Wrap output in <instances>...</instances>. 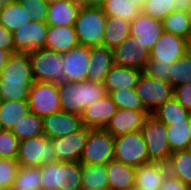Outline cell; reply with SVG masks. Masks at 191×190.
<instances>
[{
	"mask_svg": "<svg viewBox=\"0 0 191 190\" xmlns=\"http://www.w3.org/2000/svg\"><path fill=\"white\" fill-rule=\"evenodd\" d=\"M34 82L29 52L9 54L0 74V100H28Z\"/></svg>",
	"mask_w": 191,
	"mask_h": 190,
	"instance_id": "6da1fadb",
	"label": "cell"
},
{
	"mask_svg": "<svg viewBox=\"0 0 191 190\" xmlns=\"http://www.w3.org/2000/svg\"><path fill=\"white\" fill-rule=\"evenodd\" d=\"M61 111L81 116L84 108L108 93L103 83L62 81L59 83Z\"/></svg>",
	"mask_w": 191,
	"mask_h": 190,
	"instance_id": "7a4b0ae2",
	"label": "cell"
},
{
	"mask_svg": "<svg viewBox=\"0 0 191 190\" xmlns=\"http://www.w3.org/2000/svg\"><path fill=\"white\" fill-rule=\"evenodd\" d=\"M42 190H81V162L56 161L40 166Z\"/></svg>",
	"mask_w": 191,
	"mask_h": 190,
	"instance_id": "3957f363",
	"label": "cell"
},
{
	"mask_svg": "<svg viewBox=\"0 0 191 190\" xmlns=\"http://www.w3.org/2000/svg\"><path fill=\"white\" fill-rule=\"evenodd\" d=\"M106 19L102 7L81 6L74 25L79 45L103 46Z\"/></svg>",
	"mask_w": 191,
	"mask_h": 190,
	"instance_id": "277c9868",
	"label": "cell"
},
{
	"mask_svg": "<svg viewBox=\"0 0 191 190\" xmlns=\"http://www.w3.org/2000/svg\"><path fill=\"white\" fill-rule=\"evenodd\" d=\"M32 76L35 82L59 84L63 81L62 54L46 48L29 52Z\"/></svg>",
	"mask_w": 191,
	"mask_h": 190,
	"instance_id": "5b68a950",
	"label": "cell"
},
{
	"mask_svg": "<svg viewBox=\"0 0 191 190\" xmlns=\"http://www.w3.org/2000/svg\"><path fill=\"white\" fill-rule=\"evenodd\" d=\"M113 159L133 167L151 162L141 130L114 137Z\"/></svg>",
	"mask_w": 191,
	"mask_h": 190,
	"instance_id": "8992f818",
	"label": "cell"
},
{
	"mask_svg": "<svg viewBox=\"0 0 191 190\" xmlns=\"http://www.w3.org/2000/svg\"><path fill=\"white\" fill-rule=\"evenodd\" d=\"M16 160L20 166L27 167H40L50 162H56L52 139L43 134L19 141Z\"/></svg>",
	"mask_w": 191,
	"mask_h": 190,
	"instance_id": "52a82bcc",
	"label": "cell"
},
{
	"mask_svg": "<svg viewBox=\"0 0 191 190\" xmlns=\"http://www.w3.org/2000/svg\"><path fill=\"white\" fill-rule=\"evenodd\" d=\"M167 126L149 114L141 128L151 162L167 163L171 149L167 140Z\"/></svg>",
	"mask_w": 191,
	"mask_h": 190,
	"instance_id": "ba28073f",
	"label": "cell"
},
{
	"mask_svg": "<svg viewBox=\"0 0 191 190\" xmlns=\"http://www.w3.org/2000/svg\"><path fill=\"white\" fill-rule=\"evenodd\" d=\"M113 156L114 137L104 129H91L80 162L92 165H106L113 160Z\"/></svg>",
	"mask_w": 191,
	"mask_h": 190,
	"instance_id": "9c48e42d",
	"label": "cell"
},
{
	"mask_svg": "<svg viewBox=\"0 0 191 190\" xmlns=\"http://www.w3.org/2000/svg\"><path fill=\"white\" fill-rule=\"evenodd\" d=\"M59 84L34 82L31 86L28 105L30 112L44 118L61 111Z\"/></svg>",
	"mask_w": 191,
	"mask_h": 190,
	"instance_id": "30bf717a",
	"label": "cell"
},
{
	"mask_svg": "<svg viewBox=\"0 0 191 190\" xmlns=\"http://www.w3.org/2000/svg\"><path fill=\"white\" fill-rule=\"evenodd\" d=\"M135 90L144 108L151 114L158 106L174 97V88L169 82L152 79L144 73L139 78Z\"/></svg>",
	"mask_w": 191,
	"mask_h": 190,
	"instance_id": "8fae6325",
	"label": "cell"
},
{
	"mask_svg": "<svg viewBox=\"0 0 191 190\" xmlns=\"http://www.w3.org/2000/svg\"><path fill=\"white\" fill-rule=\"evenodd\" d=\"M190 50V41L182 36L164 31L150 51V59L162 64L177 62Z\"/></svg>",
	"mask_w": 191,
	"mask_h": 190,
	"instance_id": "7c38bea8",
	"label": "cell"
},
{
	"mask_svg": "<svg viewBox=\"0 0 191 190\" xmlns=\"http://www.w3.org/2000/svg\"><path fill=\"white\" fill-rule=\"evenodd\" d=\"M48 26L46 22L30 21L13 32L14 53L45 48Z\"/></svg>",
	"mask_w": 191,
	"mask_h": 190,
	"instance_id": "4fadbf2b",
	"label": "cell"
},
{
	"mask_svg": "<svg viewBox=\"0 0 191 190\" xmlns=\"http://www.w3.org/2000/svg\"><path fill=\"white\" fill-rule=\"evenodd\" d=\"M64 61L63 81L83 82L87 80L90 67V47L78 45L62 54Z\"/></svg>",
	"mask_w": 191,
	"mask_h": 190,
	"instance_id": "5bb4252c",
	"label": "cell"
},
{
	"mask_svg": "<svg viewBox=\"0 0 191 190\" xmlns=\"http://www.w3.org/2000/svg\"><path fill=\"white\" fill-rule=\"evenodd\" d=\"M114 64L143 70L150 59V51L130 35L113 49Z\"/></svg>",
	"mask_w": 191,
	"mask_h": 190,
	"instance_id": "9a60e30c",
	"label": "cell"
},
{
	"mask_svg": "<svg viewBox=\"0 0 191 190\" xmlns=\"http://www.w3.org/2000/svg\"><path fill=\"white\" fill-rule=\"evenodd\" d=\"M150 113L147 110H129L117 108L104 130L113 137L141 130Z\"/></svg>",
	"mask_w": 191,
	"mask_h": 190,
	"instance_id": "2e32d148",
	"label": "cell"
},
{
	"mask_svg": "<svg viewBox=\"0 0 191 190\" xmlns=\"http://www.w3.org/2000/svg\"><path fill=\"white\" fill-rule=\"evenodd\" d=\"M90 130V128L83 126L80 130L72 132L70 135L52 139V146L57 161H80Z\"/></svg>",
	"mask_w": 191,
	"mask_h": 190,
	"instance_id": "e0dca14e",
	"label": "cell"
},
{
	"mask_svg": "<svg viewBox=\"0 0 191 190\" xmlns=\"http://www.w3.org/2000/svg\"><path fill=\"white\" fill-rule=\"evenodd\" d=\"M82 127L81 116L64 111L43 118V132L50 139L65 137Z\"/></svg>",
	"mask_w": 191,
	"mask_h": 190,
	"instance_id": "ac0fdd59",
	"label": "cell"
},
{
	"mask_svg": "<svg viewBox=\"0 0 191 190\" xmlns=\"http://www.w3.org/2000/svg\"><path fill=\"white\" fill-rule=\"evenodd\" d=\"M164 33L162 21L151 18L141 12L132 22L130 35L149 51Z\"/></svg>",
	"mask_w": 191,
	"mask_h": 190,
	"instance_id": "d6986e66",
	"label": "cell"
},
{
	"mask_svg": "<svg viewBox=\"0 0 191 190\" xmlns=\"http://www.w3.org/2000/svg\"><path fill=\"white\" fill-rule=\"evenodd\" d=\"M116 110V104L107 94L84 108L81 114L82 124L90 129H104Z\"/></svg>",
	"mask_w": 191,
	"mask_h": 190,
	"instance_id": "ffe728a7",
	"label": "cell"
},
{
	"mask_svg": "<svg viewBox=\"0 0 191 190\" xmlns=\"http://www.w3.org/2000/svg\"><path fill=\"white\" fill-rule=\"evenodd\" d=\"M168 166L164 162H149L135 167V186L146 190H160Z\"/></svg>",
	"mask_w": 191,
	"mask_h": 190,
	"instance_id": "44dd1931",
	"label": "cell"
},
{
	"mask_svg": "<svg viewBox=\"0 0 191 190\" xmlns=\"http://www.w3.org/2000/svg\"><path fill=\"white\" fill-rule=\"evenodd\" d=\"M90 62L87 80L104 83L107 74L115 65L113 50L104 46L90 47Z\"/></svg>",
	"mask_w": 191,
	"mask_h": 190,
	"instance_id": "7402d4cb",
	"label": "cell"
},
{
	"mask_svg": "<svg viewBox=\"0 0 191 190\" xmlns=\"http://www.w3.org/2000/svg\"><path fill=\"white\" fill-rule=\"evenodd\" d=\"M78 45L74 26H48L46 49L63 54Z\"/></svg>",
	"mask_w": 191,
	"mask_h": 190,
	"instance_id": "603a6c76",
	"label": "cell"
},
{
	"mask_svg": "<svg viewBox=\"0 0 191 190\" xmlns=\"http://www.w3.org/2000/svg\"><path fill=\"white\" fill-rule=\"evenodd\" d=\"M81 6L78 0H58L48 5L46 23L53 26H74Z\"/></svg>",
	"mask_w": 191,
	"mask_h": 190,
	"instance_id": "cb8c5ba5",
	"label": "cell"
},
{
	"mask_svg": "<svg viewBox=\"0 0 191 190\" xmlns=\"http://www.w3.org/2000/svg\"><path fill=\"white\" fill-rule=\"evenodd\" d=\"M143 70L133 67L114 65L104 80L107 93L117 90L135 88Z\"/></svg>",
	"mask_w": 191,
	"mask_h": 190,
	"instance_id": "d4e9b609",
	"label": "cell"
},
{
	"mask_svg": "<svg viewBox=\"0 0 191 190\" xmlns=\"http://www.w3.org/2000/svg\"><path fill=\"white\" fill-rule=\"evenodd\" d=\"M109 190H124L135 186V167L111 160L106 164Z\"/></svg>",
	"mask_w": 191,
	"mask_h": 190,
	"instance_id": "484cf974",
	"label": "cell"
},
{
	"mask_svg": "<svg viewBox=\"0 0 191 190\" xmlns=\"http://www.w3.org/2000/svg\"><path fill=\"white\" fill-rule=\"evenodd\" d=\"M131 23L120 17H107L103 46L114 49L121 45L129 36Z\"/></svg>",
	"mask_w": 191,
	"mask_h": 190,
	"instance_id": "4316f807",
	"label": "cell"
},
{
	"mask_svg": "<svg viewBox=\"0 0 191 190\" xmlns=\"http://www.w3.org/2000/svg\"><path fill=\"white\" fill-rule=\"evenodd\" d=\"M29 111L28 100H0V129L11 130Z\"/></svg>",
	"mask_w": 191,
	"mask_h": 190,
	"instance_id": "83f0119b",
	"label": "cell"
},
{
	"mask_svg": "<svg viewBox=\"0 0 191 190\" xmlns=\"http://www.w3.org/2000/svg\"><path fill=\"white\" fill-rule=\"evenodd\" d=\"M31 21V15L17 0L8 1L0 12V25L12 33Z\"/></svg>",
	"mask_w": 191,
	"mask_h": 190,
	"instance_id": "f1b7e54d",
	"label": "cell"
},
{
	"mask_svg": "<svg viewBox=\"0 0 191 190\" xmlns=\"http://www.w3.org/2000/svg\"><path fill=\"white\" fill-rule=\"evenodd\" d=\"M81 190H109L106 165L81 163Z\"/></svg>",
	"mask_w": 191,
	"mask_h": 190,
	"instance_id": "f546056e",
	"label": "cell"
},
{
	"mask_svg": "<svg viewBox=\"0 0 191 190\" xmlns=\"http://www.w3.org/2000/svg\"><path fill=\"white\" fill-rule=\"evenodd\" d=\"M166 164L170 175L191 188V152L188 149L172 152Z\"/></svg>",
	"mask_w": 191,
	"mask_h": 190,
	"instance_id": "4dcf8cb0",
	"label": "cell"
},
{
	"mask_svg": "<svg viewBox=\"0 0 191 190\" xmlns=\"http://www.w3.org/2000/svg\"><path fill=\"white\" fill-rule=\"evenodd\" d=\"M191 112L184 108L175 97L158 106L151 115L166 125L183 122L190 118Z\"/></svg>",
	"mask_w": 191,
	"mask_h": 190,
	"instance_id": "1f68e13d",
	"label": "cell"
},
{
	"mask_svg": "<svg viewBox=\"0 0 191 190\" xmlns=\"http://www.w3.org/2000/svg\"><path fill=\"white\" fill-rule=\"evenodd\" d=\"M167 140L171 152L187 150L191 144V123L190 118L183 122L166 125Z\"/></svg>",
	"mask_w": 191,
	"mask_h": 190,
	"instance_id": "d6a6232c",
	"label": "cell"
},
{
	"mask_svg": "<svg viewBox=\"0 0 191 190\" xmlns=\"http://www.w3.org/2000/svg\"><path fill=\"white\" fill-rule=\"evenodd\" d=\"M11 132L19 139V141L43 135V118L29 111L12 127Z\"/></svg>",
	"mask_w": 191,
	"mask_h": 190,
	"instance_id": "836d02e7",
	"label": "cell"
},
{
	"mask_svg": "<svg viewBox=\"0 0 191 190\" xmlns=\"http://www.w3.org/2000/svg\"><path fill=\"white\" fill-rule=\"evenodd\" d=\"M102 9L107 17H120L130 23L141 13V9L129 0H107Z\"/></svg>",
	"mask_w": 191,
	"mask_h": 190,
	"instance_id": "e575fe53",
	"label": "cell"
},
{
	"mask_svg": "<svg viewBox=\"0 0 191 190\" xmlns=\"http://www.w3.org/2000/svg\"><path fill=\"white\" fill-rule=\"evenodd\" d=\"M164 31L179 35L191 42V30L188 13L174 11L162 21Z\"/></svg>",
	"mask_w": 191,
	"mask_h": 190,
	"instance_id": "d590c367",
	"label": "cell"
},
{
	"mask_svg": "<svg viewBox=\"0 0 191 190\" xmlns=\"http://www.w3.org/2000/svg\"><path fill=\"white\" fill-rule=\"evenodd\" d=\"M191 82V49L170 68L169 83L173 88Z\"/></svg>",
	"mask_w": 191,
	"mask_h": 190,
	"instance_id": "8d00e7d4",
	"label": "cell"
},
{
	"mask_svg": "<svg viewBox=\"0 0 191 190\" xmlns=\"http://www.w3.org/2000/svg\"><path fill=\"white\" fill-rule=\"evenodd\" d=\"M40 167L20 166L14 181V189L42 190Z\"/></svg>",
	"mask_w": 191,
	"mask_h": 190,
	"instance_id": "74e56055",
	"label": "cell"
},
{
	"mask_svg": "<svg viewBox=\"0 0 191 190\" xmlns=\"http://www.w3.org/2000/svg\"><path fill=\"white\" fill-rule=\"evenodd\" d=\"M117 108L129 110H146L135 88L117 90L108 93Z\"/></svg>",
	"mask_w": 191,
	"mask_h": 190,
	"instance_id": "f35d334b",
	"label": "cell"
},
{
	"mask_svg": "<svg viewBox=\"0 0 191 190\" xmlns=\"http://www.w3.org/2000/svg\"><path fill=\"white\" fill-rule=\"evenodd\" d=\"M174 11H176V0H146L141 9L145 15L159 21H163Z\"/></svg>",
	"mask_w": 191,
	"mask_h": 190,
	"instance_id": "ab89813d",
	"label": "cell"
},
{
	"mask_svg": "<svg viewBox=\"0 0 191 190\" xmlns=\"http://www.w3.org/2000/svg\"><path fill=\"white\" fill-rule=\"evenodd\" d=\"M19 168L16 159L0 158V190L13 188Z\"/></svg>",
	"mask_w": 191,
	"mask_h": 190,
	"instance_id": "60d3db41",
	"label": "cell"
},
{
	"mask_svg": "<svg viewBox=\"0 0 191 190\" xmlns=\"http://www.w3.org/2000/svg\"><path fill=\"white\" fill-rule=\"evenodd\" d=\"M19 139L11 130L0 129V158L16 159Z\"/></svg>",
	"mask_w": 191,
	"mask_h": 190,
	"instance_id": "b9f144b4",
	"label": "cell"
},
{
	"mask_svg": "<svg viewBox=\"0 0 191 190\" xmlns=\"http://www.w3.org/2000/svg\"><path fill=\"white\" fill-rule=\"evenodd\" d=\"M21 7L31 15V21L46 22L48 4L43 0H17Z\"/></svg>",
	"mask_w": 191,
	"mask_h": 190,
	"instance_id": "7bdbcfd3",
	"label": "cell"
},
{
	"mask_svg": "<svg viewBox=\"0 0 191 190\" xmlns=\"http://www.w3.org/2000/svg\"><path fill=\"white\" fill-rule=\"evenodd\" d=\"M171 67H172L171 63L162 64L159 61H154L149 59L148 63L145 64L143 73L152 79H159L169 82Z\"/></svg>",
	"mask_w": 191,
	"mask_h": 190,
	"instance_id": "ee69618b",
	"label": "cell"
},
{
	"mask_svg": "<svg viewBox=\"0 0 191 190\" xmlns=\"http://www.w3.org/2000/svg\"><path fill=\"white\" fill-rule=\"evenodd\" d=\"M174 97L184 108L191 112V82L175 87Z\"/></svg>",
	"mask_w": 191,
	"mask_h": 190,
	"instance_id": "f6af8a7d",
	"label": "cell"
},
{
	"mask_svg": "<svg viewBox=\"0 0 191 190\" xmlns=\"http://www.w3.org/2000/svg\"><path fill=\"white\" fill-rule=\"evenodd\" d=\"M0 49L7 51L9 54L14 53L13 33L0 25Z\"/></svg>",
	"mask_w": 191,
	"mask_h": 190,
	"instance_id": "bcb514c9",
	"label": "cell"
},
{
	"mask_svg": "<svg viewBox=\"0 0 191 190\" xmlns=\"http://www.w3.org/2000/svg\"><path fill=\"white\" fill-rule=\"evenodd\" d=\"M160 190H190V188L182 181L168 173Z\"/></svg>",
	"mask_w": 191,
	"mask_h": 190,
	"instance_id": "7dc6e473",
	"label": "cell"
},
{
	"mask_svg": "<svg viewBox=\"0 0 191 190\" xmlns=\"http://www.w3.org/2000/svg\"><path fill=\"white\" fill-rule=\"evenodd\" d=\"M191 9V0H176V11L188 13Z\"/></svg>",
	"mask_w": 191,
	"mask_h": 190,
	"instance_id": "c3c4849f",
	"label": "cell"
},
{
	"mask_svg": "<svg viewBox=\"0 0 191 190\" xmlns=\"http://www.w3.org/2000/svg\"><path fill=\"white\" fill-rule=\"evenodd\" d=\"M82 6L102 7L107 0H78Z\"/></svg>",
	"mask_w": 191,
	"mask_h": 190,
	"instance_id": "681fc988",
	"label": "cell"
},
{
	"mask_svg": "<svg viewBox=\"0 0 191 190\" xmlns=\"http://www.w3.org/2000/svg\"><path fill=\"white\" fill-rule=\"evenodd\" d=\"M9 56V53L3 49H0V74L3 71V68L6 64V60Z\"/></svg>",
	"mask_w": 191,
	"mask_h": 190,
	"instance_id": "f907efd6",
	"label": "cell"
},
{
	"mask_svg": "<svg viewBox=\"0 0 191 190\" xmlns=\"http://www.w3.org/2000/svg\"><path fill=\"white\" fill-rule=\"evenodd\" d=\"M131 3H134L136 6H138L140 9L144 6V3L146 0H129Z\"/></svg>",
	"mask_w": 191,
	"mask_h": 190,
	"instance_id": "816d5d0a",
	"label": "cell"
},
{
	"mask_svg": "<svg viewBox=\"0 0 191 190\" xmlns=\"http://www.w3.org/2000/svg\"><path fill=\"white\" fill-rule=\"evenodd\" d=\"M10 0H0V12L3 10L5 4Z\"/></svg>",
	"mask_w": 191,
	"mask_h": 190,
	"instance_id": "f5cc1de1",
	"label": "cell"
},
{
	"mask_svg": "<svg viewBox=\"0 0 191 190\" xmlns=\"http://www.w3.org/2000/svg\"><path fill=\"white\" fill-rule=\"evenodd\" d=\"M124 190H146V189L140 188V187H137V186H133L132 188L124 189Z\"/></svg>",
	"mask_w": 191,
	"mask_h": 190,
	"instance_id": "db71d44e",
	"label": "cell"
},
{
	"mask_svg": "<svg viewBox=\"0 0 191 190\" xmlns=\"http://www.w3.org/2000/svg\"><path fill=\"white\" fill-rule=\"evenodd\" d=\"M43 1L46 2L48 5H50V4L55 3L58 0H43Z\"/></svg>",
	"mask_w": 191,
	"mask_h": 190,
	"instance_id": "11a10c76",
	"label": "cell"
},
{
	"mask_svg": "<svg viewBox=\"0 0 191 190\" xmlns=\"http://www.w3.org/2000/svg\"><path fill=\"white\" fill-rule=\"evenodd\" d=\"M188 17H189V26L191 30V9L188 11Z\"/></svg>",
	"mask_w": 191,
	"mask_h": 190,
	"instance_id": "9f6ffc18",
	"label": "cell"
},
{
	"mask_svg": "<svg viewBox=\"0 0 191 190\" xmlns=\"http://www.w3.org/2000/svg\"><path fill=\"white\" fill-rule=\"evenodd\" d=\"M9 190H21V189H14V188H11V189H9ZM23 190V189H22Z\"/></svg>",
	"mask_w": 191,
	"mask_h": 190,
	"instance_id": "6f0895ef",
	"label": "cell"
}]
</instances>
